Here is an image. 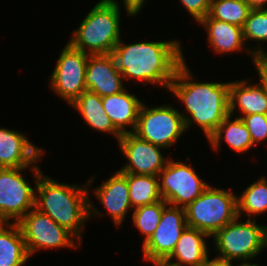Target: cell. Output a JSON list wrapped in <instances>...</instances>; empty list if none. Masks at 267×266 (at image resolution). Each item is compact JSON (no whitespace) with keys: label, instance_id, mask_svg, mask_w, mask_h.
I'll list each match as a JSON object with an SVG mask.
<instances>
[{"label":"cell","instance_id":"cell-26","mask_svg":"<svg viewBox=\"0 0 267 266\" xmlns=\"http://www.w3.org/2000/svg\"><path fill=\"white\" fill-rule=\"evenodd\" d=\"M250 11V6L244 0H211L208 16L243 27Z\"/></svg>","mask_w":267,"mask_h":266},{"label":"cell","instance_id":"cell-35","mask_svg":"<svg viewBox=\"0 0 267 266\" xmlns=\"http://www.w3.org/2000/svg\"><path fill=\"white\" fill-rule=\"evenodd\" d=\"M251 9H266L267 0H244Z\"/></svg>","mask_w":267,"mask_h":266},{"label":"cell","instance_id":"cell-11","mask_svg":"<svg viewBox=\"0 0 267 266\" xmlns=\"http://www.w3.org/2000/svg\"><path fill=\"white\" fill-rule=\"evenodd\" d=\"M88 55L67 43L51 74V90L69 105L87 90L84 77Z\"/></svg>","mask_w":267,"mask_h":266},{"label":"cell","instance_id":"cell-25","mask_svg":"<svg viewBox=\"0 0 267 266\" xmlns=\"http://www.w3.org/2000/svg\"><path fill=\"white\" fill-rule=\"evenodd\" d=\"M243 212L251 215L264 214L267 211V179L263 176L247 187L241 194L237 196V212L240 217Z\"/></svg>","mask_w":267,"mask_h":266},{"label":"cell","instance_id":"cell-31","mask_svg":"<svg viewBox=\"0 0 267 266\" xmlns=\"http://www.w3.org/2000/svg\"><path fill=\"white\" fill-rule=\"evenodd\" d=\"M253 64L257 68L256 71H258L259 81L262 82L267 92V59L258 58Z\"/></svg>","mask_w":267,"mask_h":266},{"label":"cell","instance_id":"cell-34","mask_svg":"<svg viewBox=\"0 0 267 266\" xmlns=\"http://www.w3.org/2000/svg\"><path fill=\"white\" fill-rule=\"evenodd\" d=\"M259 46H261V44H259L257 48H254V50H249V49L247 50L249 52V54L251 55V57L253 58V63L258 58H266L267 59V52H266V50L265 51L262 50L261 47L259 48Z\"/></svg>","mask_w":267,"mask_h":266},{"label":"cell","instance_id":"cell-32","mask_svg":"<svg viewBox=\"0 0 267 266\" xmlns=\"http://www.w3.org/2000/svg\"><path fill=\"white\" fill-rule=\"evenodd\" d=\"M123 4L129 16H137L145 4V0H123Z\"/></svg>","mask_w":267,"mask_h":266},{"label":"cell","instance_id":"cell-14","mask_svg":"<svg viewBox=\"0 0 267 266\" xmlns=\"http://www.w3.org/2000/svg\"><path fill=\"white\" fill-rule=\"evenodd\" d=\"M86 89L100 97L122 92L123 76L117 68L113 54L88 55L85 71Z\"/></svg>","mask_w":267,"mask_h":266},{"label":"cell","instance_id":"cell-16","mask_svg":"<svg viewBox=\"0 0 267 266\" xmlns=\"http://www.w3.org/2000/svg\"><path fill=\"white\" fill-rule=\"evenodd\" d=\"M97 199L103 207L110 213L114 225L120 226L128 209L132 208L129 197V186L127 183V173L118 170L111 178L104 181L102 185L94 189Z\"/></svg>","mask_w":267,"mask_h":266},{"label":"cell","instance_id":"cell-10","mask_svg":"<svg viewBox=\"0 0 267 266\" xmlns=\"http://www.w3.org/2000/svg\"><path fill=\"white\" fill-rule=\"evenodd\" d=\"M27 168H0V222L17 223L35 207V189L21 174Z\"/></svg>","mask_w":267,"mask_h":266},{"label":"cell","instance_id":"cell-29","mask_svg":"<svg viewBox=\"0 0 267 266\" xmlns=\"http://www.w3.org/2000/svg\"><path fill=\"white\" fill-rule=\"evenodd\" d=\"M241 119L248 128L254 145L267 141V114H252Z\"/></svg>","mask_w":267,"mask_h":266},{"label":"cell","instance_id":"cell-13","mask_svg":"<svg viewBox=\"0 0 267 266\" xmlns=\"http://www.w3.org/2000/svg\"><path fill=\"white\" fill-rule=\"evenodd\" d=\"M118 144L128 161L119 170L122 173L158 176L168 162L160 151L162 147L141 139L133 132L122 134Z\"/></svg>","mask_w":267,"mask_h":266},{"label":"cell","instance_id":"cell-37","mask_svg":"<svg viewBox=\"0 0 267 266\" xmlns=\"http://www.w3.org/2000/svg\"><path fill=\"white\" fill-rule=\"evenodd\" d=\"M265 248L267 247V226H265Z\"/></svg>","mask_w":267,"mask_h":266},{"label":"cell","instance_id":"cell-21","mask_svg":"<svg viewBox=\"0 0 267 266\" xmlns=\"http://www.w3.org/2000/svg\"><path fill=\"white\" fill-rule=\"evenodd\" d=\"M70 106L80 112L91 128L113 134L119 141L122 134L114 127L102 104V97L85 90Z\"/></svg>","mask_w":267,"mask_h":266},{"label":"cell","instance_id":"cell-33","mask_svg":"<svg viewBox=\"0 0 267 266\" xmlns=\"http://www.w3.org/2000/svg\"><path fill=\"white\" fill-rule=\"evenodd\" d=\"M201 266H233V264L218 257L210 260L208 256Z\"/></svg>","mask_w":267,"mask_h":266},{"label":"cell","instance_id":"cell-27","mask_svg":"<svg viewBox=\"0 0 267 266\" xmlns=\"http://www.w3.org/2000/svg\"><path fill=\"white\" fill-rule=\"evenodd\" d=\"M166 205L167 203L162 199L151 205L137 207L132 212V220L135 228H137L145 238L143 243L146 242L156 230Z\"/></svg>","mask_w":267,"mask_h":266},{"label":"cell","instance_id":"cell-7","mask_svg":"<svg viewBox=\"0 0 267 266\" xmlns=\"http://www.w3.org/2000/svg\"><path fill=\"white\" fill-rule=\"evenodd\" d=\"M184 132L185 121L179 110L164 104L148 108L142 103L135 135L163 149L176 143Z\"/></svg>","mask_w":267,"mask_h":266},{"label":"cell","instance_id":"cell-38","mask_svg":"<svg viewBox=\"0 0 267 266\" xmlns=\"http://www.w3.org/2000/svg\"><path fill=\"white\" fill-rule=\"evenodd\" d=\"M237 266H260V265H257L255 263H252V264H246V265H240V264H238Z\"/></svg>","mask_w":267,"mask_h":266},{"label":"cell","instance_id":"cell-23","mask_svg":"<svg viewBox=\"0 0 267 266\" xmlns=\"http://www.w3.org/2000/svg\"><path fill=\"white\" fill-rule=\"evenodd\" d=\"M232 115L228 114L208 141L213 147L219 149L220 141L224 138L228 146L235 152L242 153L254 146L248 128L242 119L237 117L231 121Z\"/></svg>","mask_w":267,"mask_h":266},{"label":"cell","instance_id":"cell-9","mask_svg":"<svg viewBox=\"0 0 267 266\" xmlns=\"http://www.w3.org/2000/svg\"><path fill=\"white\" fill-rule=\"evenodd\" d=\"M29 257L39 249L78 248L75 236L36 208L28 211L18 222ZM73 237V238H72Z\"/></svg>","mask_w":267,"mask_h":266},{"label":"cell","instance_id":"cell-20","mask_svg":"<svg viewBox=\"0 0 267 266\" xmlns=\"http://www.w3.org/2000/svg\"><path fill=\"white\" fill-rule=\"evenodd\" d=\"M199 24L205 27L209 45L214 53H230L245 49L242 27L210 18L208 15Z\"/></svg>","mask_w":267,"mask_h":266},{"label":"cell","instance_id":"cell-30","mask_svg":"<svg viewBox=\"0 0 267 266\" xmlns=\"http://www.w3.org/2000/svg\"><path fill=\"white\" fill-rule=\"evenodd\" d=\"M185 9L198 23L210 12L211 0H180Z\"/></svg>","mask_w":267,"mask_h":266},{"label":"cell","instance_id":"cell-8","mask_svg":"<svg viewBox=\"0 0 267 266\" xmlns=\"http://www.w3.org/2000/svg\"><path fill=\"white\" fill-rule=\"evenodd\" d=\"M158 179L161 198L167 204L183 208L199 197L208 187L192 166L170 159L158 174Z\"/></svg>","mask_w":267,"mask_h":266},{"label":"cell","instance_id":"cell-1","mask_svg":"<svg viewBox=\"0 0 267 266\" xmlns=\"http://www.w3.org/2000/svg\"><path fill=\"white\" fill-rule=\"evenodd\" d=\"M35 176V207L38 211L51 217L58 225L70 231L78 242L81 241L84 221L91 215H104L91 203L89 186L59 183L40 171L37 165L31 166Z\"/></svg>","mask_w":267,"mask_h":266},{"label":"cell","instance_id":"cell-4","mask_svg":"<svg viewBox=\"0 0 267 266\" xmlns=\"http://www.w3.org/2000/svg\"><path fill=\"white\" fill-rule=\"evenodd\" d=\"M120 5L101 0L80 23L68 43L89 55L111 54L120 40Z\"/></svg>","mask_w":267,"mask_h":266},{"label":"cell","instance_id":"cell-3","mask_svg":"<svg viewBox=\"0 0 267 266\" xmlns=\"http://www.w3.org/2000/svg\"><path fill=\"white\" fill-rule=\"evenodd\" d=\"M191 79L193 76L184 61L178 67L168 90L184 103L187 113L191 115L186 117L181 113L185 128L195 122L208 140L229 114V82L197 83Z\"/></svg>","mask_w":267,"mask_h":266},{"label":"cell","instance_id":"cell-22","mask_svg":"<svg viewBox=\"0 0 267 266\" xmlns=\"http://www.w3.org/2000/svg\"><path fill=\"white\" fill-rule=\"evenodd\" d=\"M28 258L18 223L0 222V266H22Z\"/></svg>","mask_w":267,"mask_h":266},{"label":"cell","instance_id":"cell-15","mask_svg":"<svg viewBox=\"0 0 267 266\" xmlns=\"http://www.w3.org/2000/svg\"><path fill=\"white\" fill-rule=\"evenodd\" d=\"M43 152L20 131L0 127V168L29 167Z\"/></svg>","mask_w":267,"mask_h":266},{"label":"cell","instance_id":"cell-18","mask_svg":"<svg viewBox=\"0 0 267 266\" xmlns=\"http://www.w3.org/2000/svg\"><path fill=\"white\" fill-rule=\"evenodd\" d=\"M102 104L112 124L121 134L135 131L142 105L140 99L124 89L122 92L102 97ZM128 126L131 130L125 129Z\"/></svg>","mask_w":267,"mask_h":266},{"label":"cell","instance_id":"cell-36","mask_svg":"<svg viewBox=\"0 0 267 266\" xmlns=\"http://www.w3.org/2000/svg\"><path fill=\"white\" fill-rule=\"evenodd\" d=\"M150 262L154 263L155 266H179L177 264L171 263L168 260H155Z\"/></svg>","mask_w":267,"mask_h":266},{"label":"cell","instance_id":"cell-12","mask_svg":"<svg viewBox=\"0 0 267 266\" xmlns=\"http://www.w3.org/2000/svg\"><path fill=\"white\" fill-rule=\"evenodd\" d=\"M187 227L185 209L167 204L154 233L143 245L147 261L166 260L172 253L182 232Z\"/></svg>","mask_w":267,"mask_h":266},{"label":"cell","instance_id":"cell-24","mask_svg":"<svg viewBox=\"0 0 267 266\" xmlns=\"http://www.w3.org/2000/svg\"><path fill=\"white\" fill-rule=\"evenodd\" d=\"M158 176L127 173L129 197L132 208L161 201Z\"/></svg>","mask_w":267,"mask_h":266},{"label":"cell","instance_id":"cell-17","mask_svg":"<svg viewBox=\"0 0 267 266\" xmlns=\"http://www.w3.org/2000/svg\"><path fill=\"white\" fill-rule=\"evenodd\" d=\"M246 79L229 82V114L233 115L239 107L241 116L267 114V92L260 81L247 84Z\"/></svg>","mask_w":267,"mask_h":266},{"label":"cell","instance_id":"cell-19","mask_svg":"<svg viewBox=\"0 0 267 266\" xmlns=\"http://www.w3.org/2000/svg\"><path fill=\"white\" fill-rule=\"evenodd\" d=\"M204 238L209 236L196 228L186 227L182 232L171 255L166 259L179 266H201L208 257V248Z\"/></svg>","mask_w":267,"mask_h":266},{"label":"cell","instance_id":"cell-2","mask_svg":"<svg viewBox=\"0 0 267 266\" xmlns=\"http://www.w3.org/2000/svg\"><path fill=\"white\" fill-rule=\"evenodd\" d=\"M180 42L156 41L115 45L113 56L123 79L158 84L169 89L178 67L185 61Z\"/></svg>","mask_w":267,"mask_h":266},{"label":"cell","instance_id":"cell-5","mask_svg":"<svg viewBox=\"0 0 267 266\" xmlns=\"http://www.w3.org/2000/svg\"><path fill=\"white\" fill-rule=\"evenodd\" d=\"M187 226L212 237L237 216V196L227 190L208 187L185 208Z\"/></svg>","mask_w":267,"mask_h":266},{"label":"cell","instance_id":"cell-28","mask_svg":"<svg viewBox=\"0 0 267 266\" xmlns=\"http://www.w3.org/2000/svg\"><path fill=\"white\" fill-rule=\"evenodd\" d=\"M244 42L253 40L254 42L267 41V8L251 9L248 18L242 27Z\"/></svg>","mask_w":267,"mask_h":266},{"label":"cell","instance_id":"cell-6","mask_svg":"<svg viewBox=\"0 0 267 266\" xmlns=\"http://www.w3.org/2000/svg\"><path fill=\"white\" fill-rule=\"evenodd\" d=\"M237 216L217 231L214 238L215 249L219 252L218 258L233 262L242 260L240 265L251 264L248 260L258 256L265 248V226L258 225L248 218L245 222H238ZM248 259V260H247Z\"/></svg>","mask_w":267,"mask_h":266}]
</instances>
